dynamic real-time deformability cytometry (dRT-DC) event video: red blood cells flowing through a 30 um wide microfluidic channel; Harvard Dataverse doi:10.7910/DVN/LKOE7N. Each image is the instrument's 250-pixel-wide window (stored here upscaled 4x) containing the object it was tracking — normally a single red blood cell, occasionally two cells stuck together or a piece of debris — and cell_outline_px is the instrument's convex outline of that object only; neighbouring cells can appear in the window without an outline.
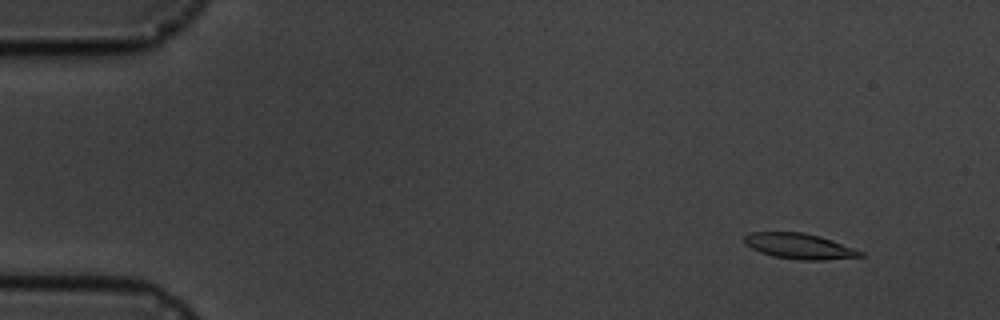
{"species": "common noctule bat (a hibernating species)", "species_latin": "Nyctalus noctula", "temperature_condition": "cold", "stored_images_in_passage": 17, "camera_frame_rate_fps": 3000, "um_per_image_px": 0.085, "animal": {"sex": "male", "body_mass_g": 19.5, "forearm_length_mm": 54.6}, "frame": {"image": 1, "passage_image": 2, "time_ms": 1.0, "image_size_px": [1000, 320], "cell_outline_px": [[864, 256], [824, 260], [800, 260], [776, 256], [760, 252], [744, 244], [744, 236], [752, 232], [804, 232], [820, 236], [832, 240], [864, 252]], "centroid_in_image_um": [67.95, 20.92], "position_along_channel_um": 17.0, "area_um2": 17.17}}
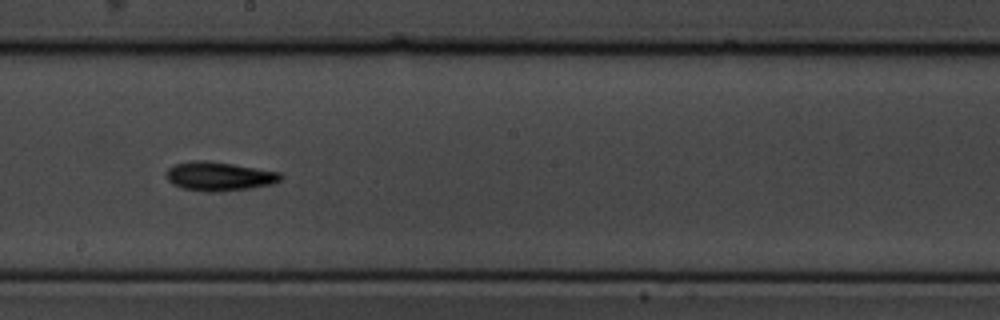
{"frame": {"image": 2, "passage_image": 10, "time_ms": 10.0, "image_size_px": [1000, 320], "cell_outline_px": [[284, 176], [280, 180], [272, 184], [248, 188], [220, 192], [208, 192], [180, 188], [172, 184], [168, 180], [164, 172], [168, 168], [176, 164], [188, 160], [208, 160], [280, 172]], "centroid_in_image_um": [18.58, 14.98], "position_along_channel_um": 229.6, "area_um2": 19.48}}
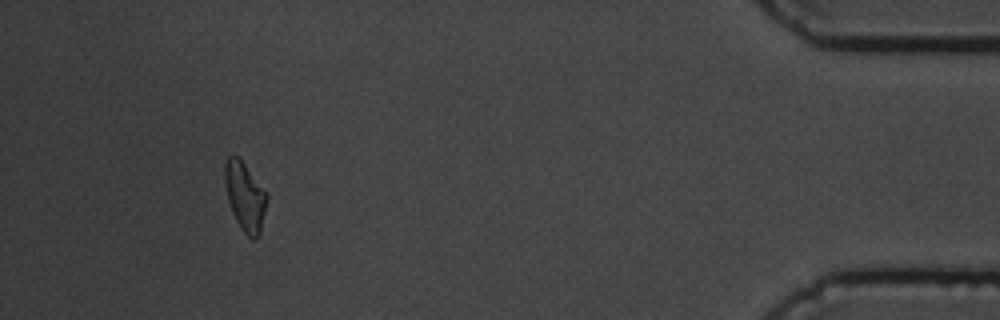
{"frame": {"image": 3, "passage_image": 16, "time_ms": 17.0, "image_size_px": [1000, 320], "cell_outline_px": [[268, 196], [260, 232], [256, 240], [252, 240], [240, 228], [232, 212], [228, 200], [224, 180], [224, 164], [228, 156], [232, 152], [244, 164], [268, 192]], "centroid_in_image_um": [20.82, 16.69], "position_along_channel_um": 414.4, "area_um2": 16.94}, "authors_computed_cell_mechanics": {"area_um2": 17.5134, "velocity_mm_per_s": 3.508, "shape_relaxation_time_tau1_ms": 8.5436, "shape_relaxation_time_tau2_ms": 8.3291, "deformation_change_tau1": 0.1856, "deformation_change_tau2": 0.162}}